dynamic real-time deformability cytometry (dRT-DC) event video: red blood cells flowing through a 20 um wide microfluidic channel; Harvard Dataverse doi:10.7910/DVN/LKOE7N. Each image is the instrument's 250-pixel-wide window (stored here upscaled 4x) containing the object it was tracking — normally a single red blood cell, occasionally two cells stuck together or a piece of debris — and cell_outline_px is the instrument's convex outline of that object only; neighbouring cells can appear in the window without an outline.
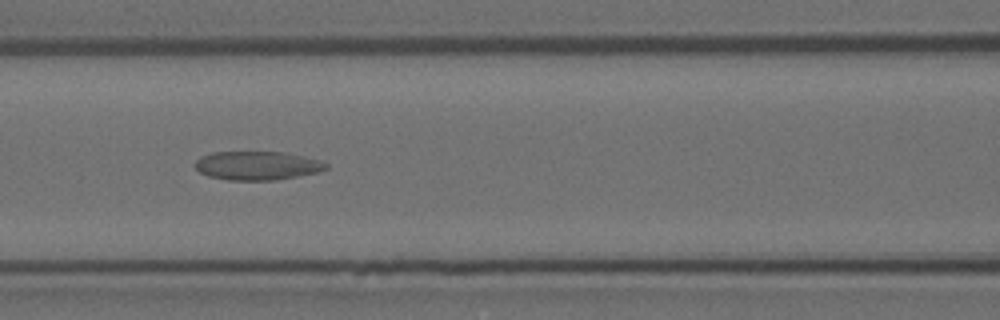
{"species": "Egyptian fruit bat (a non-hibernating species)", "species_latin": "Rousettus aegyptiacus", "temperature_condition": "room temperature", "stored_images_in_passage": 48, "camera_frame_rate_fps": 3000, "um_per_image_px": 0.085, "animal": {"sex": "female"}, "frame": {"image": 1, "passage_image": 15, "time_ms": 4.667, "image_size_px": [1000, 320], "cell_outline_px": [[328, 168], [316, 172], [296, 176], [272, 180], [228, 180], [208, 176], [200, 172], [192, 164], [200, 156], [212, 152], [284, 152], [304, 156], [320, 160], [328, 164]], "centroid_in_image_um": [21.82, 14.07], "position_along_channel_um": 144.8, "area_um2": 21.91}}
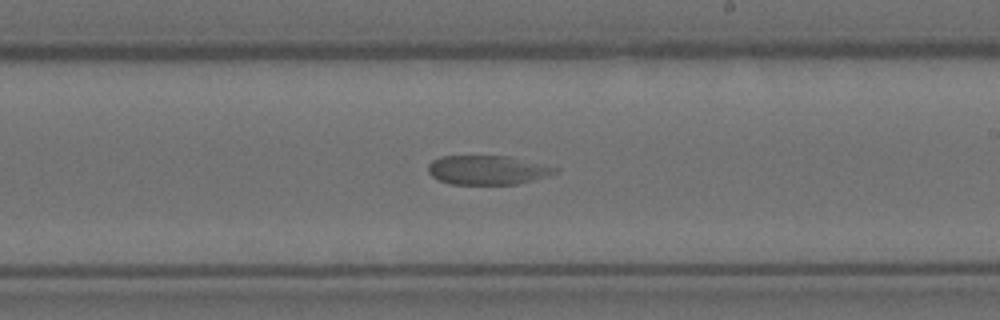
{"frame": {"image": 2, "passage_image": 24, "time_ms": 7.667, "image_size_px": [1000, 320], "cell_outline_px": [[560, 172], [532, 180], [516, 184], [452, 184], [440, 180], [432, 176], [428, 172], [428, 164], [432, 160], [440, 156], [512, 156], [560, 168]], "centroid_in_image_um": [41.46, 14.44], "position_along_channel_um": 247.5, "area_um2": 21.68}}
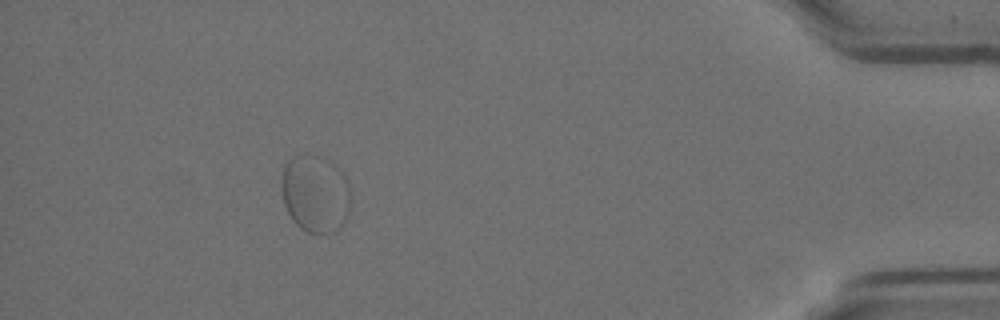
{"frame": {"image": 3, "passage_image": 43, "time_ms": 14.0, "image_size_px": [1000, 320], "cell_outline_px": [[352, 200], [348, 216], [340, 228], [332, 232], [308, 232], [300, 228], [292, 220], [284, 204], [280, 184], [284, 164], [292, 156], [300, 156], [336, 168], [344, 172], [348, 180], [352, 196]], "centroid_in_image_um": [26.81, 16.56], "position_along_channel_um": 408.4, "area_um2": 30.69}}